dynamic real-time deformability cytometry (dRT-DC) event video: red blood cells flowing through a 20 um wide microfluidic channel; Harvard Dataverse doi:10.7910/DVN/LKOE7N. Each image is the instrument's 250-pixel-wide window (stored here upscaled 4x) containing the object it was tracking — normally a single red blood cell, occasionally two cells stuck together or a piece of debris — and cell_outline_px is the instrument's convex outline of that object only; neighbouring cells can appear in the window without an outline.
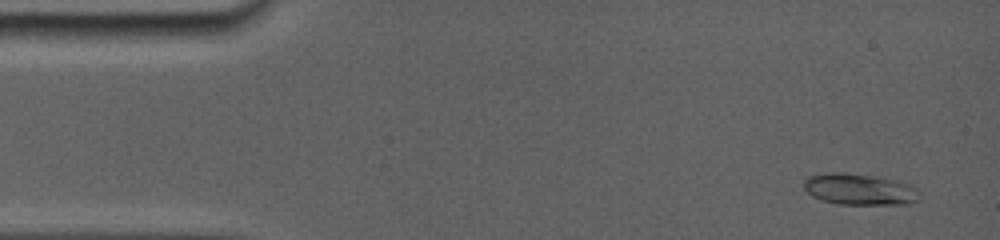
{"species": "common noctule bat (a hibernating species)", "species_latin": "Nyctalus noctula", "temperature_condition": "room temperature", "stored_images_in_passage": 48, "camera_frame_rate_fps": 5000, "um_per_image_px": 0.085, "animal": {"sex": "female", "body_mass_g": 19.0, "forearm_length_mm": 56.7}, "frame": {"image": 1, "passage_image": 3, "time_ms": 0.6, "image_size_px": [1000, 240], "cell_outline_px": [[920, 200], [912, 204], [836, 204], [820, 200], [812, 196], [804, 188], [804, 180], [812, 176], [864, 176], [884, 180], [900, 184], [912, 188], [920, 196]], "centroid_in_image_um": [73.04, 16.2], "position_along_channel_um": 12.0, "area_um2": 19.19}}
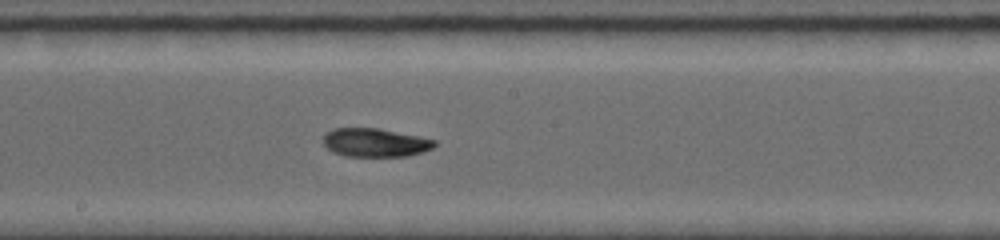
{"frame": {"image": 2, "passage_image": 26, "time_ms": 8.6, "image_size_px": [1000, 240], "cell_outline_px": [[436, 144], [432, 148], [408, 156], [344, 156], [332, 152], [324, 144], [324, 136], [328, 132], [336, 128], [376, 128], [436, 140]], "centroid_in_image_um": [31.87, 12.13], "position_along_channel_um": 216.3, "area_um2": 18.15}}
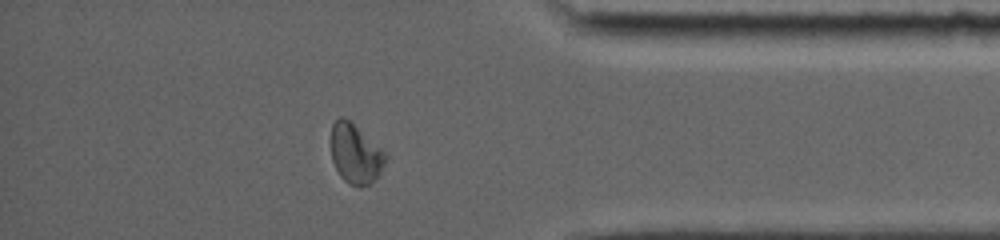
{"frame": {"image": 3, "passage_image": 42, "time_ms": 13.8, "image_size_px": [1000, 240], "cell_outline_px": [[388, 156], [380, 172], [368, 184], [360, 188], [356, 188], [348, 184], [340, 176], [332, 160], [332, 124], [340, 116], [344, 116], [380, 148]], "centroid_in_image_um": [30.2, 13.1], "position_along_channel_um": 405.0, "area_um2": 18.55}, "authors_computed_cell_mechanics": {"area_um2": 18.4093, "velocity_mm_per_s": 3.8277, "shape_relaxation_time_tau1_ms": null, "shape_relaxation_time_tau2_ms": 4.481, "deformation_change_tau1": null, "deformation_change_tau2": 0.0712}}